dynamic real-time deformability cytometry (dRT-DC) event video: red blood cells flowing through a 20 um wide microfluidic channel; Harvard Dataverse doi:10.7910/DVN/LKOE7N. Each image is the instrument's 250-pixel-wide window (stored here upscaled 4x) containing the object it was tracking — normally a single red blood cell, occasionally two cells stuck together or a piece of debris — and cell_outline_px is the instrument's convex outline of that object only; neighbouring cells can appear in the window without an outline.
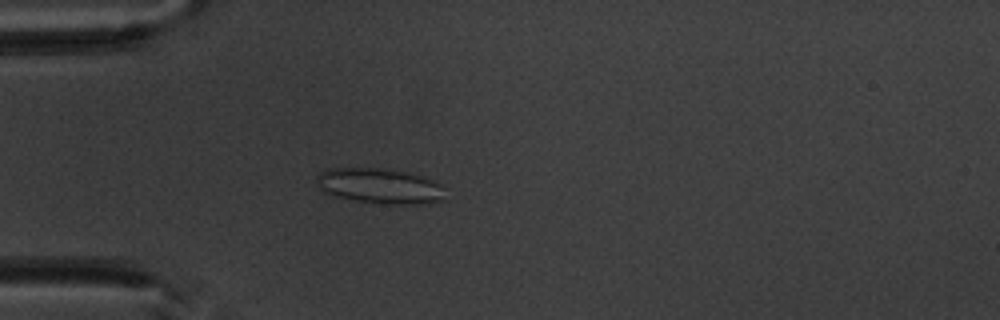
{"species": "common noctule bat (a hibernating species)", "species_latin": "Nyctalus noctula", "temperature_condition": "warm", "stored_images_in_passage": 3, "camera_frame_rate_fps": 3000, "um_per_image_px": 0.085, "animal": {"sex": "male", "body_mass_g": 20.1, "forearm_length_mm": 53.5}, "frame": {"image": 1, "passage_image": 3, "time_ms": 3.667, "image_size_px": [1000, 320], "cell_outline_px": [[448, 200], [428, 204], [384, 204], [356, 200], [332, 196], [320, 192], [316, 180], [316, 176], [320, 172], [328, 168], [384, 168], [408, 172], [432, 180], [440, 184]], "centroid_in_image_um": [32.28, 15.82], "position_along_channel_um": 52.7, "area_um2": 26.99}}